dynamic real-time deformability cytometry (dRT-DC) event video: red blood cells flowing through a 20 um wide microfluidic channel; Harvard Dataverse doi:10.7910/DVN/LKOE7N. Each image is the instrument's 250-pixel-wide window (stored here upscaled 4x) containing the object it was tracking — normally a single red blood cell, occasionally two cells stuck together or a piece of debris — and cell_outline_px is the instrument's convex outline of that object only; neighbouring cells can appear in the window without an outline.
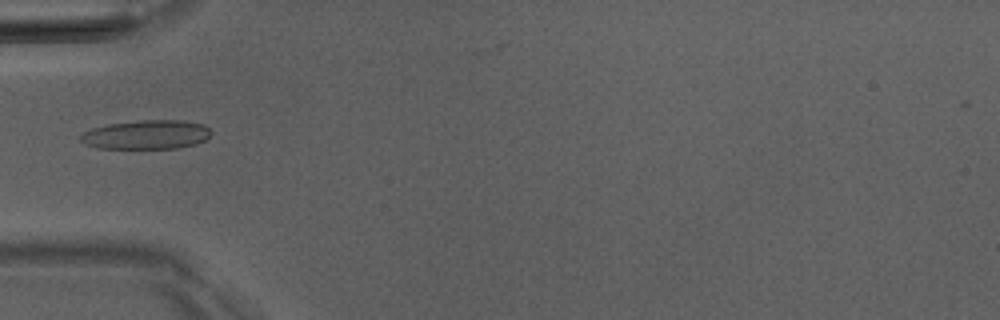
{"species": "Egyptian fruit bat (a non-hibernating species)", "species_latin": "Rousettus aegyptiacus", "temperature_condition": "room temperature", "stored_images_in_passage": 5, "camera_frame_rate_fps": 3000, "um_per_image_px": 0.085, "animal": {"sex": "male"}, "frame": {"image": 1, "passage_image": 4, "time_ms": 3.333, "image_size_px": [1000, 320], "cell_outline_px": [[212, 132], [204, 140], [196, 144], [180, 148], [96, 148], [84, 144], [80, 140], [80, 136], [84, 132], [92, 128], [108, 124], [140, 120], [184, 120], [204, 124]], "centroid_in_image_um": [12.45, 11.44], "position_along_channel_um": 72.6, "area_um2": 22.2}}